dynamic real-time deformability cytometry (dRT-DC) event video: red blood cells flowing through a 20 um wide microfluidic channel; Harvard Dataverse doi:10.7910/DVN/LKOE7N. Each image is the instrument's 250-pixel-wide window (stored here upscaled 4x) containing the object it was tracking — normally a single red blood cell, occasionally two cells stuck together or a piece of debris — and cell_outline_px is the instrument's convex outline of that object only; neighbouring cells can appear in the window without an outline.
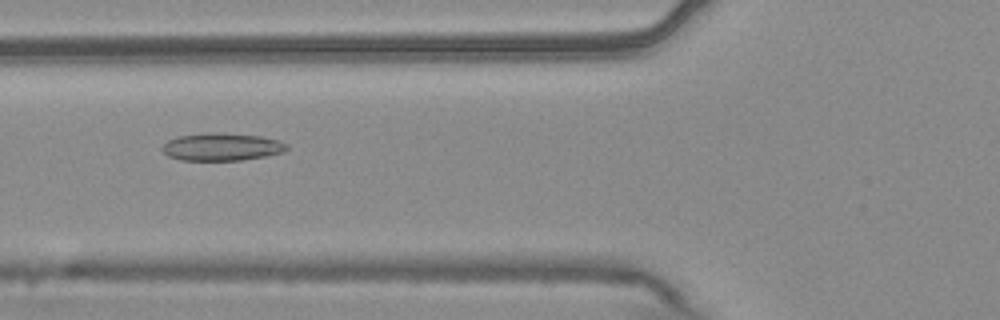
{"species": "common noctule bat (a hibernating species)", "species_latin": "Nyctalus noctula", "temperature_condition": "warm", "stored_images_in_passage": 54, "camera_frame_rate_fps": 3000, "um_per_image_px": 0.085, "animal": {"sex": "male", "body_mass_g": 20.4}, "frame": {"image": 1, "passage_image": 21, "time_ms": 6.667, "image_size_px": [1000, 320], "cell_outline_px": [[288, 148], [284, 152], [268, 156], [240, 160], [180, 160], [168, 156], [160, 148], [168, 140], [180, 136], [208, 132], [260, 136], [276, 140], [288, 144]], "centroid_in_image_um": [18.85, 12.49], "position_along_channel_um": 107.0, "area_um2": 19.94}}
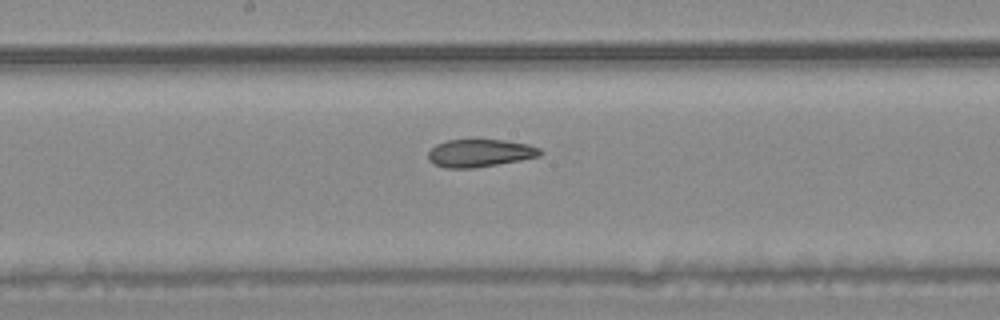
{"frame": {"image": 2, "passage_image": 29, "time_ms": 9.333, "image_size_px": [1000, 320], "cell_outline_px": [[544, 152], [540, 156], [520, 160], [472, 168], [444, 168], [432, 164], [428, 160], [428, 152], [436, 144], [448, 140], [476, 136], [504, 140], [528, 144], [540, 148]], "centroid_in_image_um": [40.76, 12.96], "position_along_channel_um": 207.4, "area_um2": 18.9}}
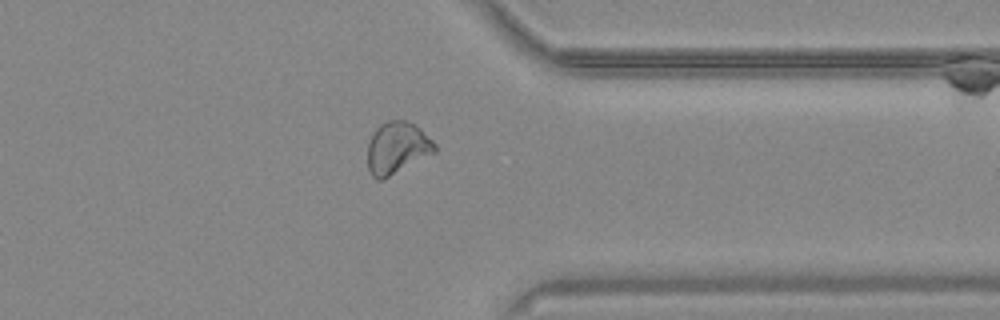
{"frame": {"image": 3, "passage_image": 43, "time_ms": 14.0, "image_size_px": [1000, 320], "cell_outline_px": [[436, 152], [380, 180], [376, 180], [372, 176], [368, 168], [368, 144], [372, 132], [380, 124], [388, 120], [404, 120], [420, 128], [436, 144]], "centroid_in_image_um": [33.74, 12.55], "position_along_channel_um": 377.7, "area_um2": 20.11}, "authors_computed_cell_mechanics": {"area_um2": 21.2126, "velocity_mm_per_s": 3.7536, "shape_relaxation_time_tau1_ms": null, "shape_relaxation_time_tau2_ms": 1.91, "deformation_change_tau1": null, "deformation_change_tau2": 0.0784}}